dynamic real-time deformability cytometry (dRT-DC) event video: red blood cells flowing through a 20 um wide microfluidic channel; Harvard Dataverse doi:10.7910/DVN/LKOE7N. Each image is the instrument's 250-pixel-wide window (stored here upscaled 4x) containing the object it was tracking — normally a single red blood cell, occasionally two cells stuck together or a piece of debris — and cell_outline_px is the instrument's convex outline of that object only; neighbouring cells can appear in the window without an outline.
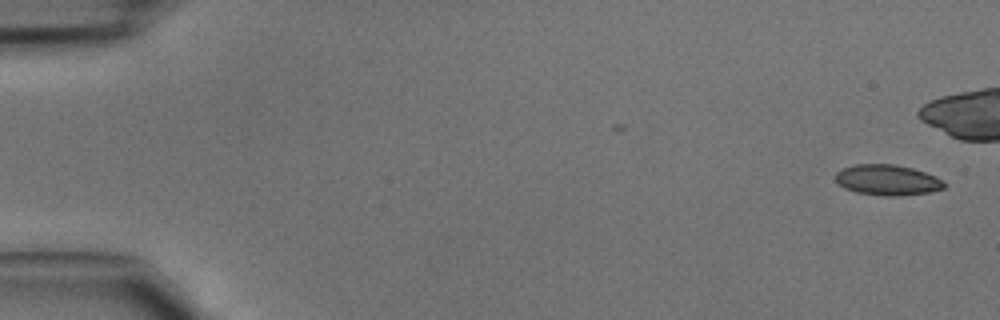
{"species": "common noctule bat (a hibernating species)", "species_latin": "Nyctalus noctula", "temperature_condition": "cold", "stored_images_in_passage": 12, "camera_frame_rate_fps": 3000, "um_per_image_px": 0.085, "animal": {"sex": "male", "body_mass_g": 15.6}, "frame": {"image": 1, "passage_image": 1, "time_ms": 0.0, "image_size_px": [1000, 320], "cell_outline_px": [[944, 188], [928, 192], [896, 196], [884, 196], [856, 192], [844, 188], [836, 180], [836, 172], [844, 168], [856, 164], [896, 164], [912, 168], [936, 176], [944, 180]], "centroid_in_image_um": [75.44, 15.29], "position_along_channel_um": 9.6, "area_um2": 19.25}}